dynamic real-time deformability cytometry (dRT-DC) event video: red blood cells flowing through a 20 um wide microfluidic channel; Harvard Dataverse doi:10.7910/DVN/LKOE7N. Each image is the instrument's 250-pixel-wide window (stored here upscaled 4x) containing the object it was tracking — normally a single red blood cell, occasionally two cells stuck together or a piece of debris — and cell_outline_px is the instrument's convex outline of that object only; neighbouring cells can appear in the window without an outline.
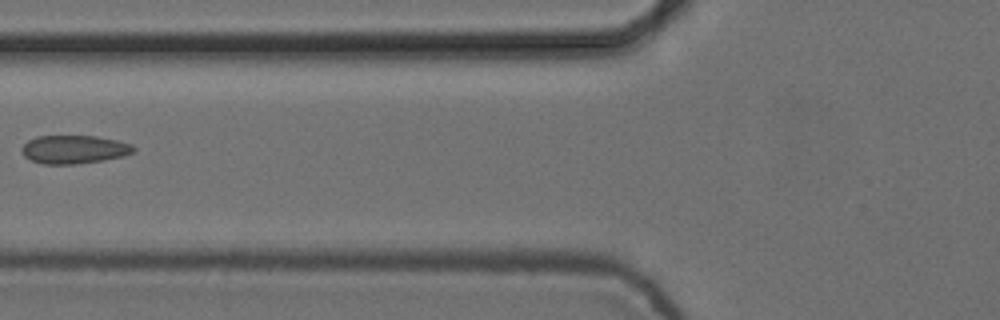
{"species": "common noctule bat (a hibernating species)", "species_latin": "Nyctalus noctula", "temperature_condition": "cold", "stored_images_in_passage": 6, "camera_frame_rate_fps": 3000, "um_per_image_px": 0.085, "animal": {"sex": "female", "body_mass_g": 24.6, "forearm_length_mm": 56.2}, "frame": {"image": 1, "passage_image": 5, "time_ms": 1.333, "image_size_px": [1000, 320], "cell_outline_px": [[136, 148], [132, 152], [124, 156], [104, 160], [76, 164], [44, 164], [32, 160], [24, 156], [20, 148], [28, 140], [36, 136], [96, 136], [116, 140], [132, 144]], "centroid_in_image_um": [6.29, 12.7], "position_along_channel_um": 119.5, "area_um2": 18.5}}
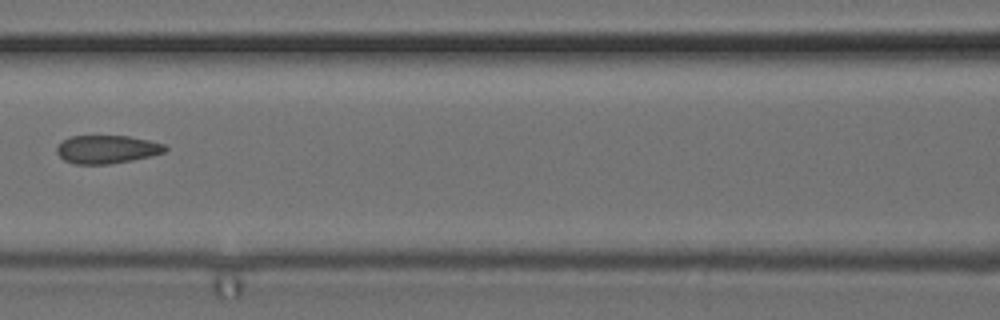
{"frame": {"image": 2, "passage_image": 6, "time_ms": 1.667, "image_size_px": [1000, 320], "cell_outline_px": [[168, 148], [164, 152], [152, 156], [112, 164], [76, 164], [64, 160], [56, 152], [56, 148], [64, 140], [72, 136], [128, 136], [148, 140], [164, 144]], "centroid_in_image_um": [9.11, 12.7], "position_along_channel_um": 157.5, "area_um2": 17.74}}